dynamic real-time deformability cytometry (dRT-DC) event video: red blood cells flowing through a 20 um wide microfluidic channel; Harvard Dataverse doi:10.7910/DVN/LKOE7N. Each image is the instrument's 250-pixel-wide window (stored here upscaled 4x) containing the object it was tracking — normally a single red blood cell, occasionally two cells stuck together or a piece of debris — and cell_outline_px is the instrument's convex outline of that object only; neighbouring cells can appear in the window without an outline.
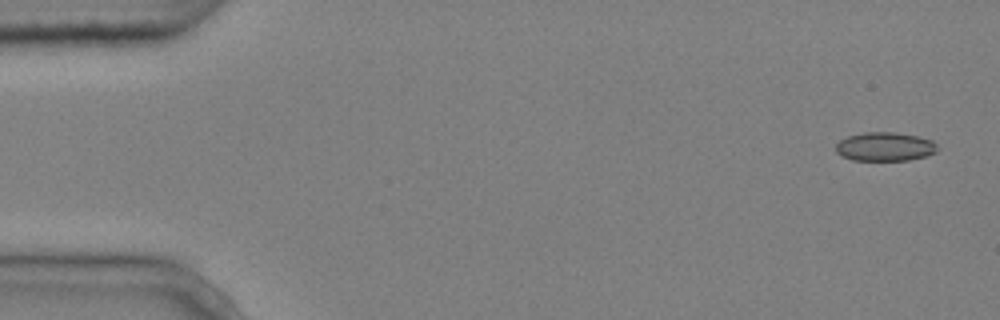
{"species": "common noctule bat (a hibernating species)", "species_latin": "Nyctalus noctula", "temperature_condition": "cold", "stored_images_in_passage": 4, "camera_frame_rate_fps": 3000, "um_per_image_px": 0.085, "animal": {"sex": "male", "body_mass_g": 20.4}, "frame": {"image": 1, "passage_image": 1, "time_ms": 0.0, "image_size_px": [1000, 320], "cell_outline_px": [[940, 148], [936, 152], [928, 156], [908, 160], [852, 160], [840, 156], [836, 152], [836, 144], [840, 140], [848, 136], [864, 132], [896, 132], [920, 136], [932, 140]], "centroid_in_image_um": [75.25, 12.46], "position_along_channel_um": 9.8, "area_um2": 17.34}}
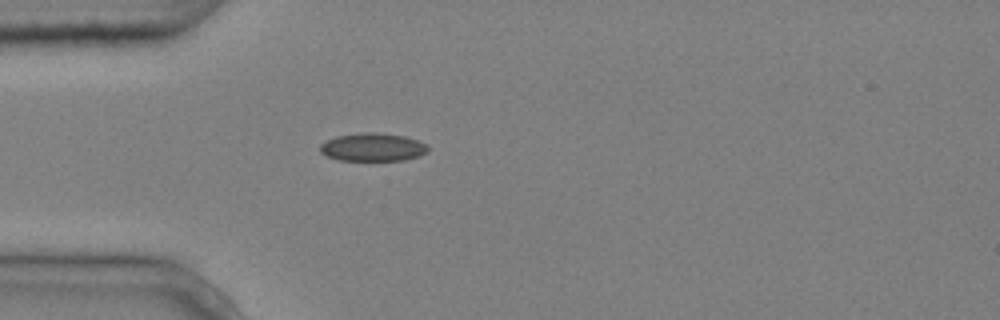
{"frame": {"image": 2, "passage_image": 4, "time_ms": 1.0, "image_size_px": [1000, 320], "cell_outline_px": [[428, 152], [420, 156], [404, 160], [340, 160], [328, 156], [320, 152], [320, 144], [336, 136], [360, 132], [372, 132], [404, 136], [416, 140], [424, 144], [428, 148]], "centroid_in_image_um": [31.67, 12.51], "position_along_channel_um": 53.3, "area_um2": 17.51}}